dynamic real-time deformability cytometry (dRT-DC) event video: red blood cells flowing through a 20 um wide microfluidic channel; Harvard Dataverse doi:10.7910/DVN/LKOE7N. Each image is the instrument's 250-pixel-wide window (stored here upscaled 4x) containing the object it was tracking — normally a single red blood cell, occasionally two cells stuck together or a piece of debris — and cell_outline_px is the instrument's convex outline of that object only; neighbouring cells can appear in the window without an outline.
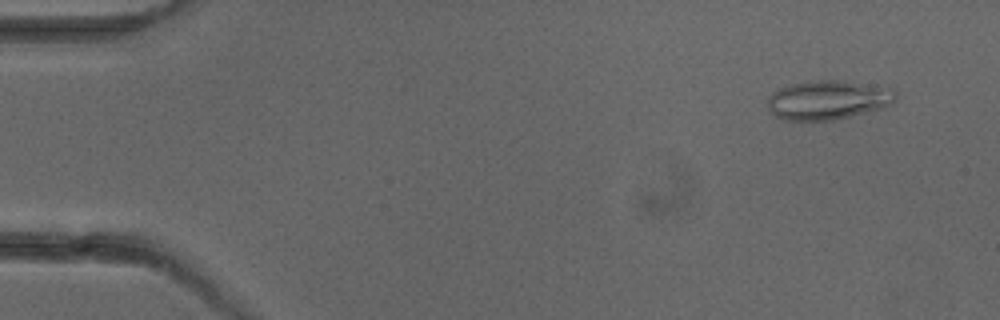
{"species": "common noctule bat (a hibernating species)", "species_latin": "Nyctalus noctula", "temperature_condition": "cold", "stored_images_in_passage": 2, "camera_frame_rate_fps": 3000, "um_per_image_px": 0.085, "animal": {"sex": "female"}, "frame": {"image": 1, "passage_image": 2, "time_ms": 1.333, "image_size_px": [1000, 320], "cell_outline_px": [[896, 100], [880, 108], [832, 120], [784, 120], [776, 116], [772, 112], [768, 104], [768, 96], [776, 88], [808, 80], [844, 80], [896, 88]], "centroid_in_image_um": [70.37, 8.46], "position_along_channel_um": 14.6, "area_um2": 29.3}}